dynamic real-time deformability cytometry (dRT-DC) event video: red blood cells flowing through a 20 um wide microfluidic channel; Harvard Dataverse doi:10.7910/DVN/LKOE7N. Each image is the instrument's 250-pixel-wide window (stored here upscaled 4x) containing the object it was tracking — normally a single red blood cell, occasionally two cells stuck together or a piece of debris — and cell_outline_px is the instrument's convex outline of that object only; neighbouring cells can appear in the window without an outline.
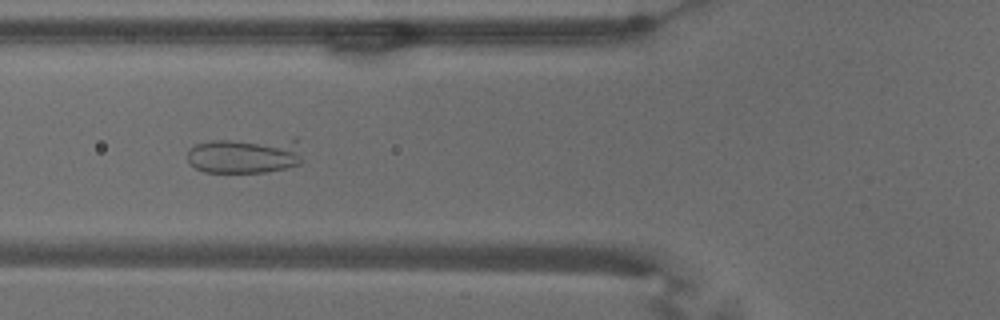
{"species": "common noctule bat (a hibernating species)", "species_latin": "Nyctalus noctula", "temperature_condition": "warm", "stored_images_in_passage": 55, "camera_frame_rate_fps": 3000, "um_per_image_px": 0.085, "animal": {"sex": "male", "body_mass_g": 18.8}, "frame": {"image": 1, "passage_image": 21, "time_ms": 6.667, "image_size_px": [1000, 320], "cell_outline_px": [[304, 160], [300, 164], [284, 168], [264, 172], [204, 172], [196, 168], [188, 160], [188, 152], [196, 144], [212, 140], [292, 136], [296, 136]], "centroid_in_image_um": [20.95, 13.15], "position_along_channel_um": 104.9, "area_um2": 25.09}}
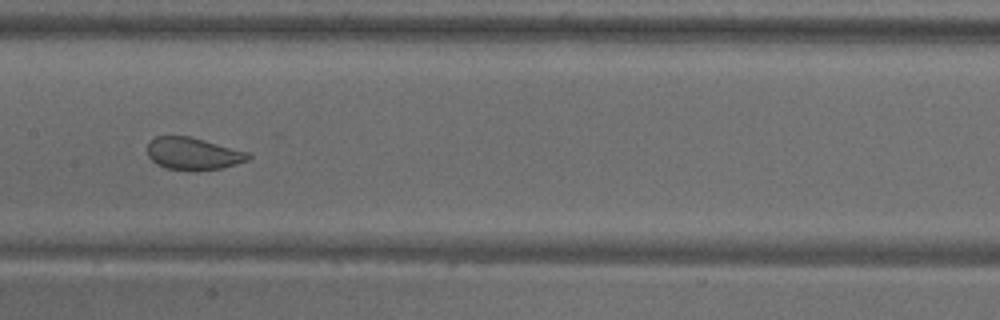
{"frame": {"image": 2, "passage_image": 28, "time_ms": 9.0, "image_size_px": [1000, 320], "cell_outline_px": [[252, 156], [248, 160], [220, 168], [192, 172], [164, 168], [156, 164], [148, 156], [148, 144], [156, 136], [192, 136], [248, 152]], "centroid_in_image_um": [16.4, 13.07], "position_along_channel_um": 191.0, "area_um2": 19.19}}
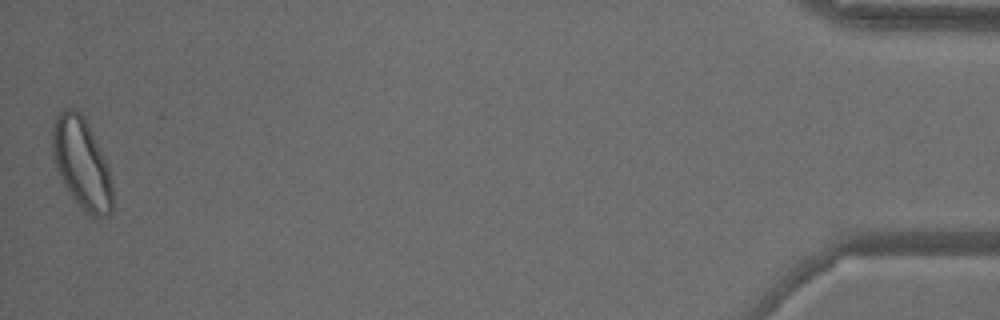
{"frame": {"image": 3, "passage_image": 55, "time_ms": 18.0, "image_size_px": [1000, 320], "cell_outline_px": [[112, 212], [108, 216], [92, 216], [80, 208], [64, 184], [56, 168], [52, 156], [52, 132], [56, 116], [60, 112], [68, 108], [72, 108], [80, 112], [84, 116], [88, 124], [108, 168], [112, 180]], "centroid_in_image_um": [6.93, 13.9], "position_along_channel_um": 428.3, "area_um2": 31.44}, "authors_computed_cell_mechanics": {"area_um2": 26.5302, "velocity_mm_per_s": 3.6535, "shape_relaxation_time_tau1_ms": null, "shape_relaxation_time_tau2_ms": 0.8961, "deformation_change_tau1": null, "deformation_change_tau2": 0.055}}